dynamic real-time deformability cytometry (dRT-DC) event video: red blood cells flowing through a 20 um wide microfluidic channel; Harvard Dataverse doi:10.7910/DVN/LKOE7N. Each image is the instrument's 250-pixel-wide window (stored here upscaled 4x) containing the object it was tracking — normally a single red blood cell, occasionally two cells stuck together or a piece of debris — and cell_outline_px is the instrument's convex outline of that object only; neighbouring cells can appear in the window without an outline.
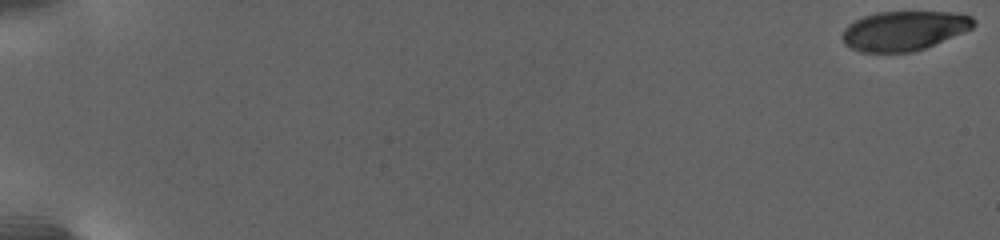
{"species": "human", "species_latin": "Homo sapiens", "temperature_condition": "warm", "stored_images_in_passage": 58, "camera_frame_rate_fps": 3000, "um_per_image_px": 0.085, "donor": {"sex": "female"}, "frame": {"image": 1, "passage_image": 1, "time_ms": 0.0, "image_size_px": [1000, 240], "cell_outline_px": [[976, 24], [972, 28], [924, 48], [912, 52], [860, 52], [844, 44], [840, 36], [844, 28], [848, 24], [864, 16], [876, 12], [964, 12], [972, 16], [976, 20]], "centroid_in_image_um": [76.84, 2.59], "position_along_channel_um": 8.2, "area_um2": 30.35}}
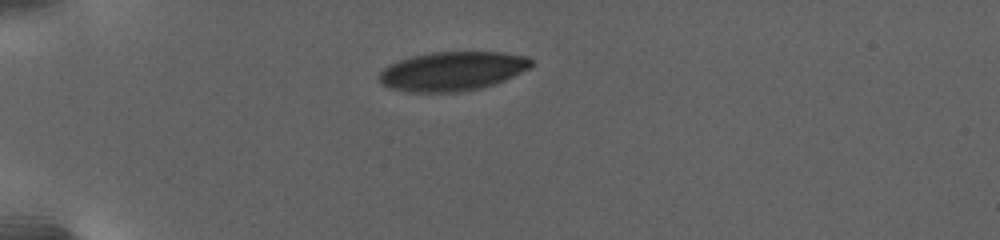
{"frame": {"image": 2, "passage_image": 48, "time_ms": 7.667, "image_size_px": [1000, 240], "cell_outline_px": [[532, 64], [528, 68], [504, 80], [480, 88], [460, 92], [408, 92], [388, 88], [380, 84], [380, 72], [384, 68], [400, 60], [412, 56], [432, 52], [504, 52], [528, 56], [532, 60]], "centroid_in_image_um": [38.44, 6.05], "position_along_channel_um": 46.6, "area_um2": 34.51}}